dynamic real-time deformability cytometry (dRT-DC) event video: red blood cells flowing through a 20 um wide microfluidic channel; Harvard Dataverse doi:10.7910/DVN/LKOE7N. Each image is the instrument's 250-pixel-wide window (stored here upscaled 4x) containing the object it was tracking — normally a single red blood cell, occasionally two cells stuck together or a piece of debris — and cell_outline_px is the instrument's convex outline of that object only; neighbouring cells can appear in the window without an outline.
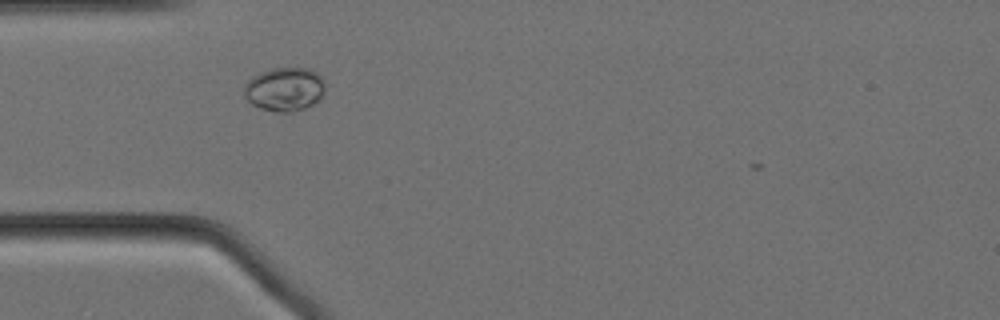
{"species": "Egyptian fruit bat (a non-hibernating species)", "species_latin": "Rousettus aegyptiacus", "temperature_condition": "cold", "stored_images_in_passage": 42, "camera_frame_rate_fps": 3000, "um_per_image_px": 0.085, "animal": {"sex": "female"}, "frame": {"image": 1, "passage_image": 1, "time_ms": 0.0, "image_size_px": [1000, 320], "cell_outline_px": [[324, 92], [312, 104], [304, 108], [292, 112], [276, 112], [260, 108], [252, 104], [244, 96], [244, 84], [252, 76], [260, 72], [272, 68], [308, 68], [316, 72], [324, 80]], "centroid_in_image_um": [24.16, 7.57], "position_along_channel_um": 60.8, "area_um2": 20.63}}
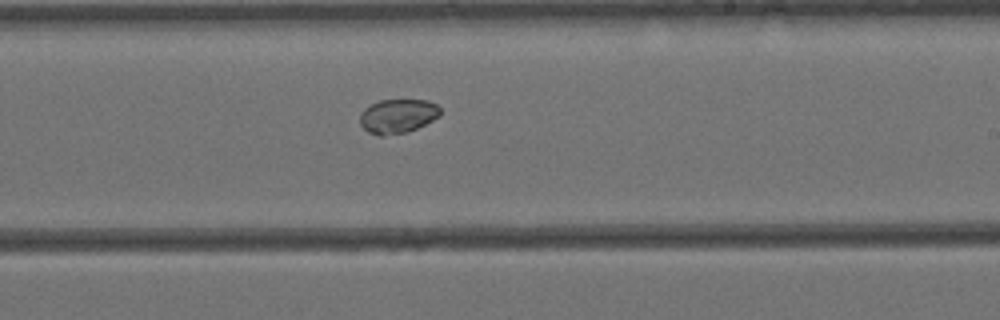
{"frame": {"image": 2, "passage_image": 18, "time_ms": 5.667, "image_size_px": [1000, 320], "cell_outline_px": [[440, 116], [408, 132], [384, 136], [380, 136], [368, 132], [360, 124], [360, 112], [364, 108], [380, 100], [428, 100], [436, 104], [440, 108]], "centroid_in_image_um": [33.79, 9.87], "position_along_channel_um": 255.2, "area_um2": 16.01}}
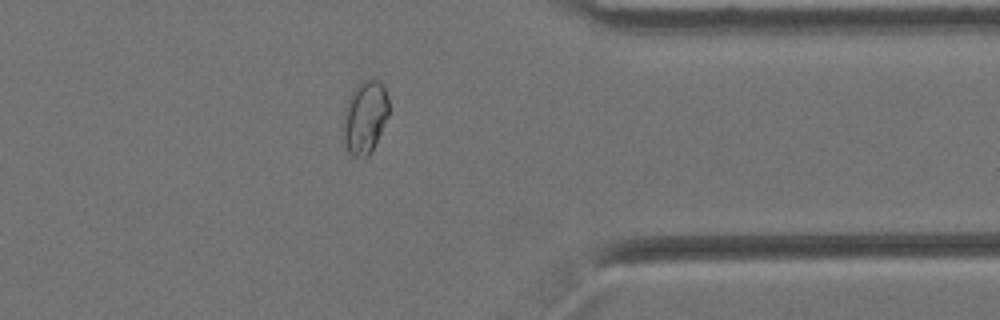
{"frame": {"image": 3, "passage_image": 30, "time_ms": 9.667, "image_size_px": [1000, 320], "cell_outline_px": [[388, 116], [372, 152], [368, 156], [352, 156], [348, 152], [340, 128], [344, 108], [348, 96], [360, 80], [368, 76], [372, 76], [380, 80], [388, 96]], "centroid_in_image_um": [30.98, 9.9], "position_along_channel_um": 380.4, "area_um2": 20.23}}